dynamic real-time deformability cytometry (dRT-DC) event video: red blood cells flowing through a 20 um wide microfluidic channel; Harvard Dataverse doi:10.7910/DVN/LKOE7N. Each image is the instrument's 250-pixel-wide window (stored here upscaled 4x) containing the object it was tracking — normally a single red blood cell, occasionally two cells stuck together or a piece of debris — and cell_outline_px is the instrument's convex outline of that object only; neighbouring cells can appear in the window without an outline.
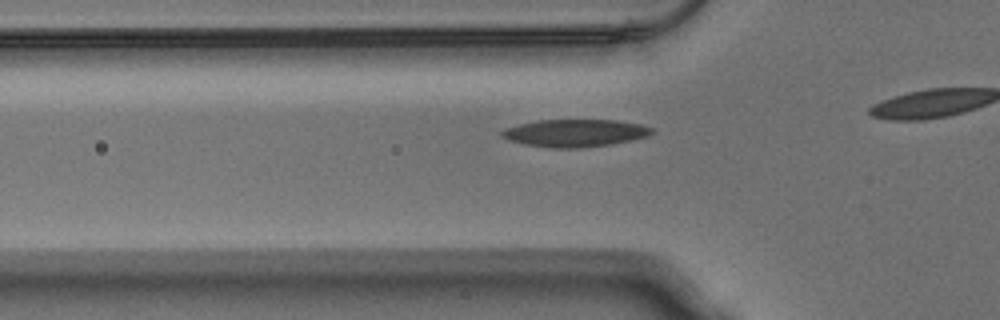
{"species": "Egyptian fruit bat (a non-hibernating species)", "species_latin": "Rousettus aegyptiacus", "temperature_condition": "warm", "stored_images_in_passage": 28, "camera_frame_rate_fps": 3000, "um_per_image_px": 0.085, "animal": {"sex": "male"}, "frame": {"image": 1, "passage_image": 4, "time_ms": 1.0, "image_size_px": [1000, 320], "cell_outline_px": [[652, 132], [648, 136], [612, 144], [580, 148], [552, 148], [524, 144], [508, 140], [500, 136], [500, 132], [508, 128], [520, 124], [536, 120], [616, 120], [640, 124], [652, 128]], "centroid_in_image_um": [48.86, 11.31], "position_along_channel_um": 76.9, "area_um2": 23.93}}
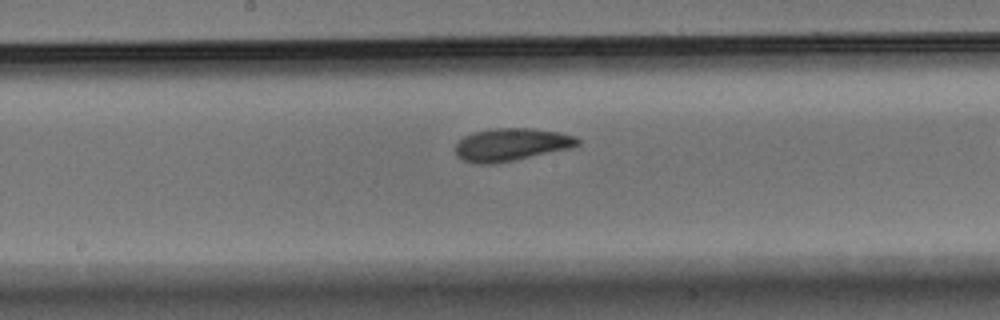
{"frame": {"image": 2, "passage_image": 14, "time_ms": 4.333, "image_size_px": [1000, 320], "cell_outline_px": [[580, 144], [572, 148], [496, 164], [476, 164], [464, 160], [456, 156], [456, 144], [464, 136], [472, 132], [492, 128], [532, 128], [556, 132], [572, 136], [580, 140]], "centroid_in_image_um": [43.43, 12.3], "position_along_channel_um": 204.8, "area_um2": 23.35}}
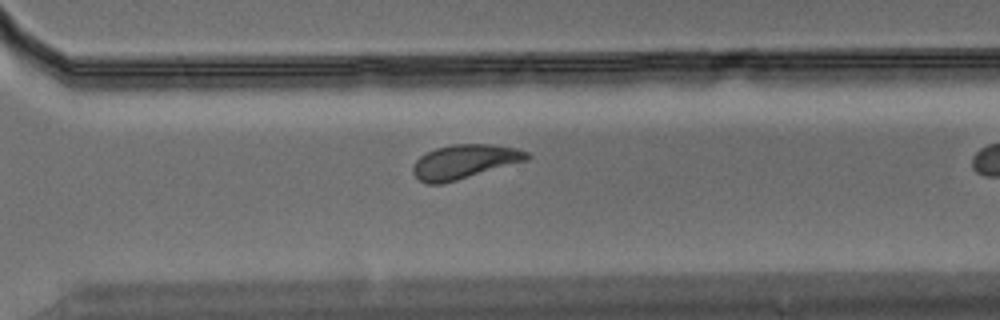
{"frame": {"image": 3, "passage_image": 24, "time_ms": 7.667, "image_size_px": [1000, 320], "cell_outline_px": [[532, 156], [528, 160], [444, 184], [428, 184], [420, 180], [412, 172], [412, 168], [416, 160], [420, 156], [436, 148], [452, 144], [492, 144], [516, 148], [528, 152]], "centroid_in_image_um": [39.5, 13.74], "position_along_channel_um": 331.1, "area_um2": 22.77}}